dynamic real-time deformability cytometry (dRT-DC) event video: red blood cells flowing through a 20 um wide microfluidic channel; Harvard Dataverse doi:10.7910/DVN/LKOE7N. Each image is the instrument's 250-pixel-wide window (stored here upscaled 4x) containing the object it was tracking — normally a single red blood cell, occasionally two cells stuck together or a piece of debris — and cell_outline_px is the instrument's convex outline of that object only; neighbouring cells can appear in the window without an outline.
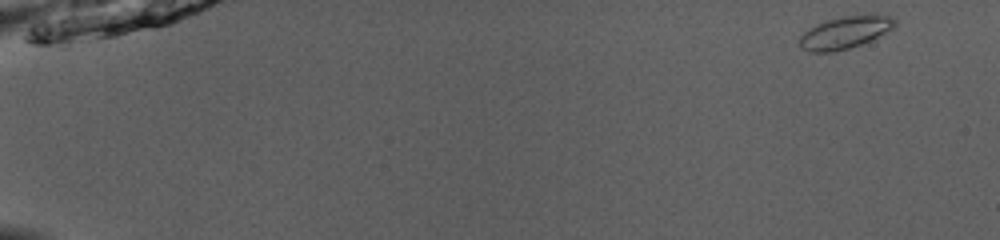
{"species": "common noctule bat (a hibernating species)", "species_latin": "Nyctalus noctula", "temperature_condition": "room temperature", "stored_images_in_passage": 50, "camera_frame_rate_fps": 3000, "um_per_image_px": 0.085, "animal": {"sex": "male", "body_mass_g": 13.0, "forearm_length_mm": 53.1}, "frame": {"image": 1, "passage_image": 1, "time_ms": 0.0, "image_size_px": [1000, 240], "cell_outline_px": [[896, 28], [860, 44], [848, 48], [832, 52], [808, 52], [800, 48], [800, 36], [804, 32], [816, 24], [828, 20], [844, 16], [868, 12], [876, 12], [888, 16], [896, 20]], "centroid_in_image_um": [71.88, 2.72], "position_along_channel_um": 13.1, "area_um2": 18.26}}
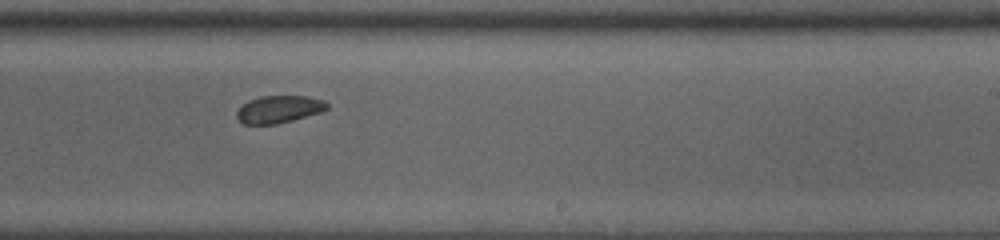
{"frame": {"image": 2, "passage_image": 32, "time_ms": 10.333, "image_size_px": [1000, 240], "cell_outline_px": [[328, 108], [320, 112], [292, 120], [276, 124], [244, 124], [236, 116], [236, 112], [248, 100], [260, 96], [304, 96], [324, 100], [328, 104]], "centroid_in_image_um": [23.7, 9.28], "position_along_channel_um": 265.3, "area_um2": 14.22}}
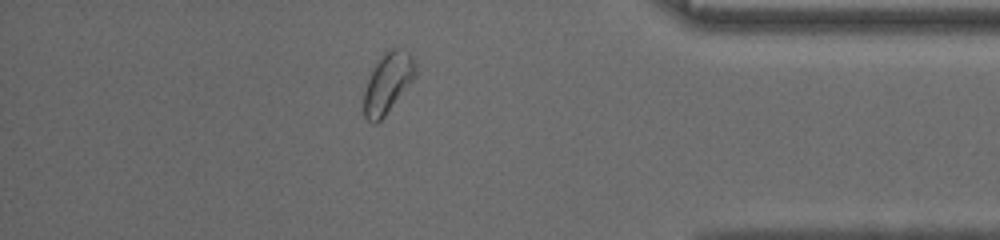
{"frame": {"image": 3, "passage_image": 44, "time_ms": 14.333, "image_size_px": [1000, 240], "cell_outline_px": [[416, 76], [384, 116], [376, 124], [372, 124], [364, 116], [364, 92], [368, 80], [380, 56], [384, 52], [392, 48], [396, 48], [408, 52], [416, 56]], "centroid_in_image_um": [32.99, 7.02], "position_along_channel_um": 402.2, "area_um2": 17.98}, "authors_computed_cell_mechanics": {"area_um2": 16.0973, "velocity_mm_per_s": 3.9609, "shape_relaxation_time_tau1_ms": 5.0989, "shape_relaxation_time_tau2_ms": null, "deformation_change_tau1": 0.0724, "deformation_change_tau2": null}}